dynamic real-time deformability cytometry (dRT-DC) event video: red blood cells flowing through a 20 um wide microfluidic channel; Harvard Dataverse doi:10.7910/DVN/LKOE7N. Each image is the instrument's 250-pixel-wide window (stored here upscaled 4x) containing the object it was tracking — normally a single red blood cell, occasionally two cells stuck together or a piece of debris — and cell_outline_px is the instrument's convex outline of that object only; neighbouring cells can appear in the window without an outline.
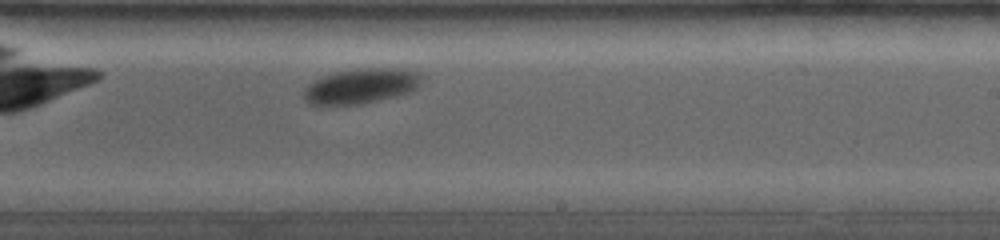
{"species": "common noctule bat (a hibernating species)", "species_latin": "Nyctalus noctula", "temperature_condition": "room temperature", "stored_images_in_passage": 33, "camera_frame_rate_fps": 4000, "um_per_image_px": 0.085, "animal": {"sex": "female", "body_mass_g": 19.0, "forearm_length_mm": 53.3}, "frame": {"image": 1, "passage_image": 24, "time_ms": 5.75, "image_size_px": [1000, 240], "cell_outline_px": [[420, 84], [416, 88], [408, 92], [396, 96], [364, 104], [312, 104], [304, 100], [304, 88], [308, 84], [324, 76], [336, 72], [364, 68], [400, 68], [420, 72]], "centroid_in_image_um": [30.71, 7.31], "position_along_channel_um": 258.3, "area_um2": 23.81}}